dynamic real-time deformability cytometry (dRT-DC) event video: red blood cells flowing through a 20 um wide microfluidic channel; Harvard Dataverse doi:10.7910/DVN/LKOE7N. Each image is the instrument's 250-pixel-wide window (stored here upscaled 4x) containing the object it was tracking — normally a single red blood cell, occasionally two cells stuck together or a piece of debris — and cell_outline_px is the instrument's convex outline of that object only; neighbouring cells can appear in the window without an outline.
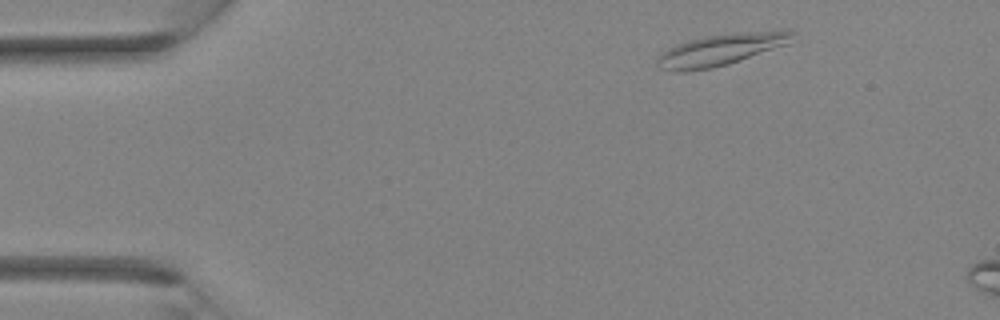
{"species": "Egyptian fruit bat (a non-hibernating species)", "species_latin": "Rousettus aegyptiacus", "temperature_condition": "room temperature", "stored_images_in_passage": 7, "camera_frame_rate_fps": 3000, "um_per_image_px": 0.085, "animal": {"sex": "female"}, "frame": {"image": 1, "passage_image": 3, "time_ms": 0.667, "image_size_px": [1000, 320], "cell_outline_px": [[796, 32], [788, 44], [728, 64], [712, 68], [688, 72], [676, 72], [660, 68], [656, 60], [668, 48], [676, 44], [688, 40], [704, 36], [736, 32], [788, 28]], "centroid_in_image_um": [61.34, 4.19], "position_along_channel_um": 23.7, "area_um2": 25.32}}